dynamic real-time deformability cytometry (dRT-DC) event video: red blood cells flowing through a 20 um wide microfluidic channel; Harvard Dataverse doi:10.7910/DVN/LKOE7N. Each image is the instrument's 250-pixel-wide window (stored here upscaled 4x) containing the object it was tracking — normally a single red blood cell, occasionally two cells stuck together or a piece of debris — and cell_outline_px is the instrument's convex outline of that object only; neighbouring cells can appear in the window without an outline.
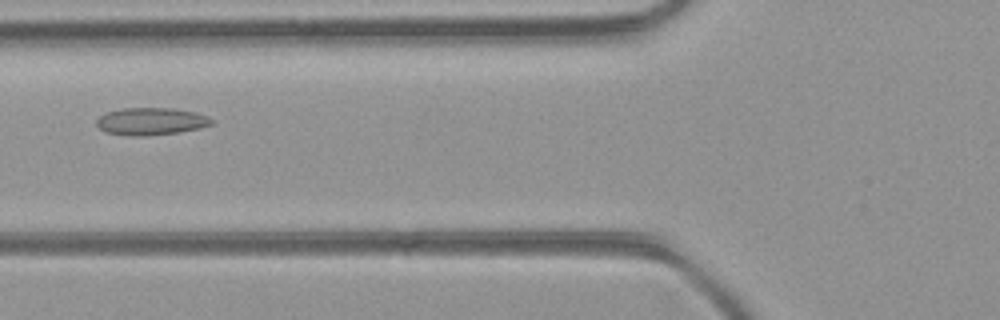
{"species": "common noctule bat (a hibernating species)", "species_latin": "Nyctalus noctula", "temperature_condition": "room temperature", "stored_images_in_passage": 5, "camera_frame_rate_fps": 3000, "um_per_image_px": 0.085, "animal": {"sex": "female", "body_mass_g": 21.9}, "frame": {"image": 1, "passage_image": 5, "time_ms": 1.333, "image_size_px": [1000, 320], "cell_outline_px": [[212, 124], [200, 128], [180, 132], [148, 136], [132, 136], [108, 132], [100, 128], [96, 124], [96, 120], [104, 112], [120, 108], [172, 108], [196, 112], [208, 116], [212, 120]], "centroid_in_image_um": [12.83, 10.31], "position_along_channel_um": 113.0, "area_um2": 18.44}}